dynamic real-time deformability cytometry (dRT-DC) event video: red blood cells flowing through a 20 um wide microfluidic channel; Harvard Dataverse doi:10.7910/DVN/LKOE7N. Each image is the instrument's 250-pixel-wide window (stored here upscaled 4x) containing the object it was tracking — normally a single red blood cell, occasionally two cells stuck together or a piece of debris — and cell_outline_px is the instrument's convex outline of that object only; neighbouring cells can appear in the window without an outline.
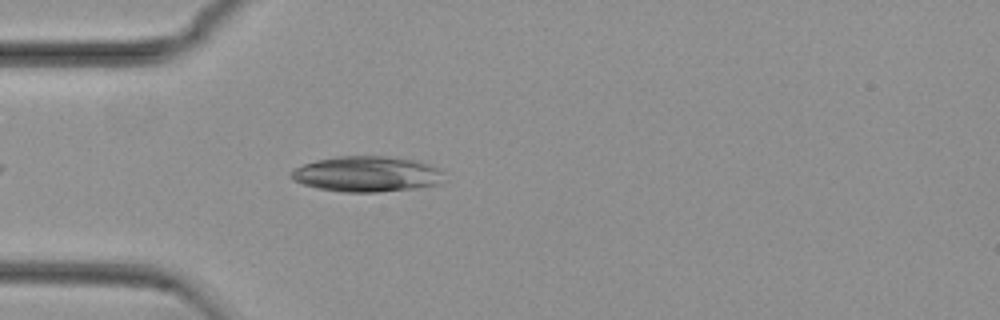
{"species": "common noctule bat (a hibernating species)", "species_latin": "Nyctalus noctula", "temperature_condition": "cold", "stored_images_in_passage": 39, "camera_frame_rate_fps": 3000, "um_per_image_px": 0.085, "animal": {"sex": "female", "body_mass_g": 29.2, "forearm_length_mm": 56.3}, "frame": {"image": 1, "passage_image": 3, "time_ms": 0.667, "image_size_px": [1000, 320], "cell_outline_px": [[444, 172], [440, 184], [416, 188], [376, 192], [344, 192], [316, 188], [292, 180], [288, 176], [288, 172], [304, 164], [316, 160], [336, 156], [384, 156], [416, 160], [432, 164], [440, 168]], "centroid_in_image_um": [31.18, 14.79], "position_along_channel_um": 53.8, "area_um2": 32.02}}
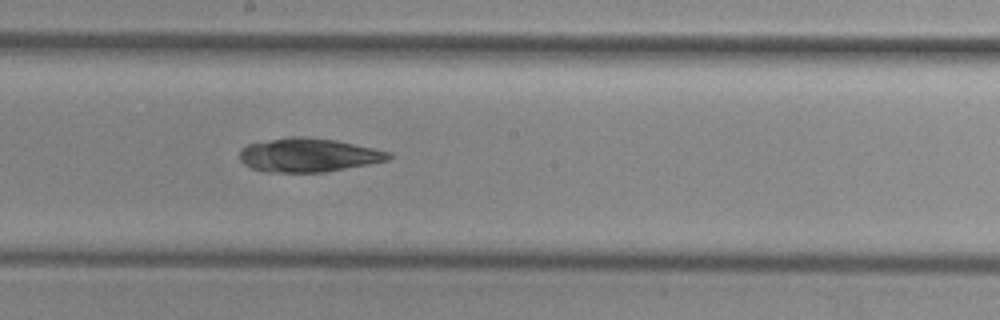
{"frame": {"image": 2, "passage_image": 17, "time_ms": 5.333, "image_size_px": [1000, 320], "cell_outline_px": [[392, 156], [388, 160], [368, 164], [324, 172], [264, 172], [252, 168], [244, 164], [240, 160], [240, 152], [248, 144], [288, 136], [304, 136], [336, 140], [392, 152]], "centroid_in_image_um": [26.22, 13.18], "position_along_channel_um": 222.0, "area_um2": 29.25}}
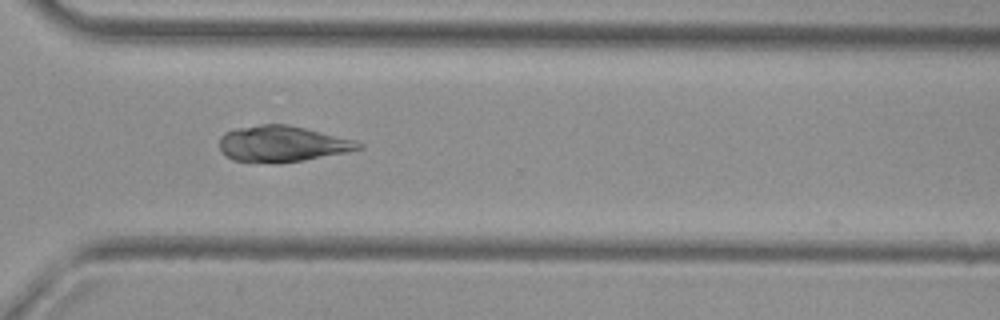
{"frame": {"image": 3, "passage_image": 27, "time_ms": 8.667, "image_size_px": [1000, 320], "cell_outline_px": [[364, 148], [348, 152], [304, 160], [232, 160], [224, 156], [220, 152], [220, 136], [224, 132], [236, 128], [260, 124], [288, 124], [356, 140], [364, 144]], "centroid_in_image_um": [24.01, 12.18], "position_along_channel_um": 346.6, "area_um2": 28.61}}